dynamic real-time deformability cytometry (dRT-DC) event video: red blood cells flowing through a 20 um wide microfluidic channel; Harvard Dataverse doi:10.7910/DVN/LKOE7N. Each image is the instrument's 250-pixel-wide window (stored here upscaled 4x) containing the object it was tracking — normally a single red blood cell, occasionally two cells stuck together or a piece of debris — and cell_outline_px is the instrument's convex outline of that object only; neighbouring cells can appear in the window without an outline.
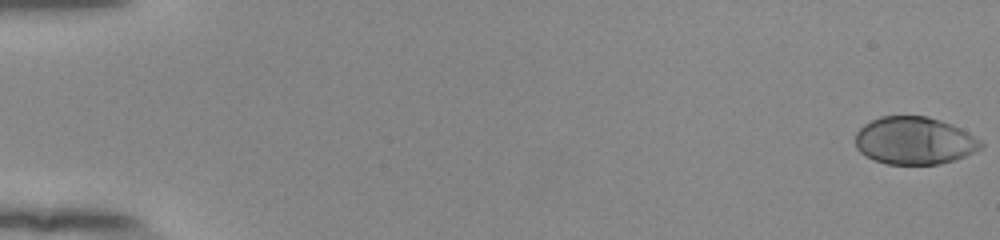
{"species": "human", "species_latin": "Homo sapiens", "temperature_condition": "room temperature", "stored_images_in_passage": 55, "camera_frame_rate_fps": 3000, "um_per_image_px": 0.085, "donor": {"sex": "female"}, "frame": {"image": 1, "passage_image": 1, "time_ms": 0.0, "image_size_px": [1000, 240], "cell_outline_px": [[984, 144], [980, 148], [956, 160], [940, 164], [888, 164], [872, 160], [864, 156], [856, 148], [856, 132], [864, 124], [880, 116], [928, 116], [952, 124], [968, 132], [980, 140]], "centroid_in_image_um": [77.7, 11.96], "position_along_channel_um": 7.3, "area_um2": 34.91}}
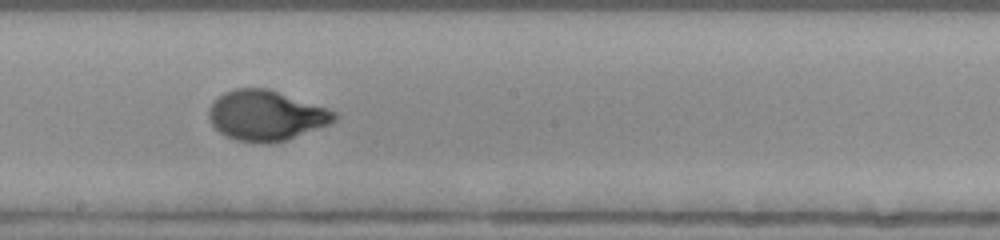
{"frame": {"image": 2, "passage_image": 32, "time_ms": 10.333, "image_size_px": [1000, 240], "cell_outline_px": [[340, 116], [336, 120], [328, 124], [284, 140], [268, 144], [236, 140], [224, 136], [212, 124], [208, 116], [208, 108], [212, 100], [224, 92], [236, 88], [268, 88], [340, 112]], "centroid_in_image_um": [22.6, 9.8], "position_along_channel_um": 225.6, "area_um2": 36.88}}
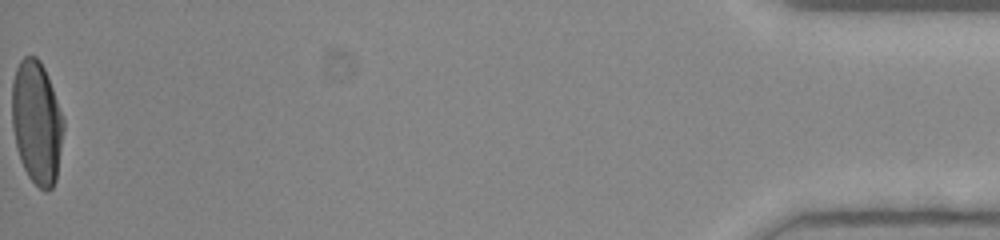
{"frame": {"image": 3, "passage_image": 55, "time_ms": 18.0, "image_size_px": [1000, 240], "cell_outline_px": [[64, 128], [56, 180], [52, 188], [48, 192], [44, 192], [28, 176], [20, 160], [16, 148], [12, 128], [12, 80], [16, 68], [20, 60], [24, 56], [36, 56], [40, 60], [48, 76], [64, 120]], "centroid_in_image_um": [3.11, 10.41], "position_along_channel_um": 432.1, "area_um2": 37.22}, "authors_computed_cell_mechanics": {"area_um2": 35.7782, "velocity_mm_per_s": 3.893, "shape_relaxation_time_tau1_ms": 3.4499, "shape_relaxation_time_tau2_ms": null, "deformation_change_tau1": 0.2161, "deformation_change_tau2": null}}